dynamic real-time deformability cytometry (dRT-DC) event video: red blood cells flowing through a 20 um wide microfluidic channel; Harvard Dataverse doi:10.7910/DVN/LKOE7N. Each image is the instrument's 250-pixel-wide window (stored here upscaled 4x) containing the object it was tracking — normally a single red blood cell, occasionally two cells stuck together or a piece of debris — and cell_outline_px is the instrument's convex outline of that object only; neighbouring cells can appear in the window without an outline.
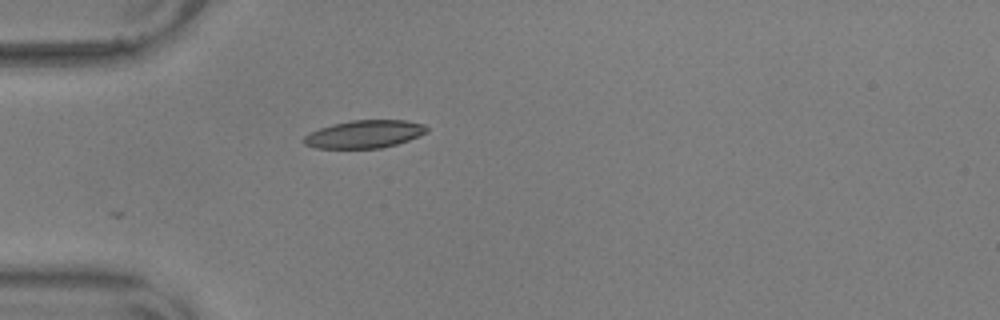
{"species": "common noctule bat (a hibernating species)", "species_latin": "Nyctalus noctula", "temperature_condition": "warm", "stored_images_in_passage": 10, "camera_frame_rate_fps": 3000, "um_per_image_px": 0.085, "animal": {"sex": "male", "body_mass_g": 17.9, "forearm_length_mm": 54.2}, "frame": {"image": 1, "passage_image": 1, "time_ms": 0.0, "image_size_px": [1000, 320], "cell_outline_px": [[428, 132], [408, 140], [396, 144], [380, 148], [316, 148], [304, 144], [300, 140], [308, 132], [332, 124], [352, 120], [404, 120], [424, 124], [428, 128]], "centroid_in_image_um": [30.94, 11.4], "position_along_channel_um": 54.1, "area_um2": 20.0}}